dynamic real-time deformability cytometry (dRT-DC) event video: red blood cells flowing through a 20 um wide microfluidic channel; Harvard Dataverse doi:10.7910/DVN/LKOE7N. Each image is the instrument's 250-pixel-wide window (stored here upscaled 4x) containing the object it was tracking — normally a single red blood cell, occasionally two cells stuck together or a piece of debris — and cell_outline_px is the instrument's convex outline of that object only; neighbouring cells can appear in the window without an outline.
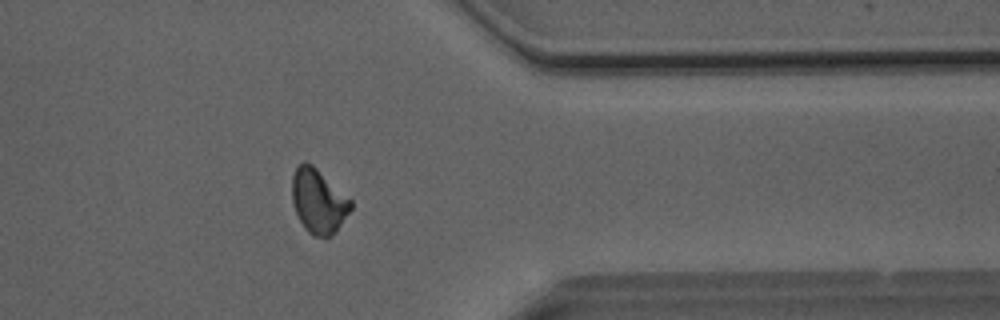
{"species": "Egyptian fruit bat (a non-hibernating species)", "species_latin": "Rousettus aegyptiacus", "temperature_condition": "room temperature", "stored_images_in_passage": 48, "camera_frame_rate_fps": 3000, "um_per_image_px": 0.085, "animal": {"sex": "male"}, "frame": {"image": 1, "passage_image": 40, "time_ms": 13.0, "image_size_px": [1000, 320], "cell_outline_px": [[352, 208], [332, 236], [312, 236], [304, 228], [296, 212], [292, 200], [292, 176], [296, 168], [304, 160], [312, 164], [352, 200]], "centroid_in_image_um": [27.06, 17.09], "position_along_channel_um": 384.3, "area_um2": 21.85}}
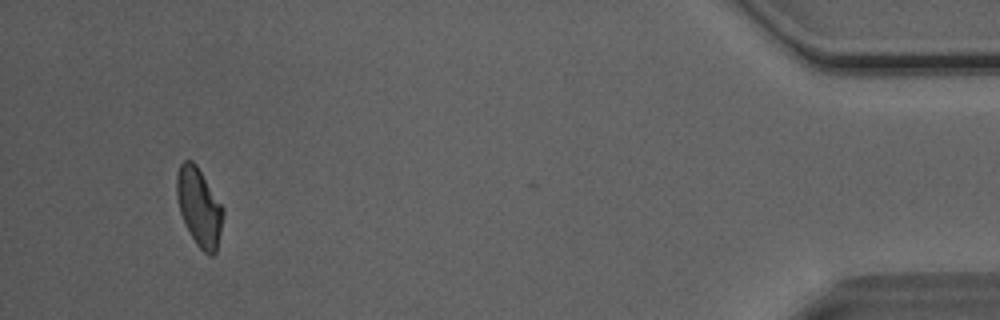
{"frame": {"image": 2, "passage_image": 47, "time_ms": 15.333, "image_size_px": [1000, 320], "cell_outline_px": [[224, 212], [216, 252], [212, 256], [208, 256], [196, 244], [180, 212], [176, 196], [176, 176], [180, 164], [184, 160], [192, 160], [196, 164], [224, 208]], "centroid_in_image_um": [16.92, 17.58], "position_along_channel_um": 418.3, "area_um2": 20.92}, "authors_computed_cell_mechanics": {"area_um2": 22.0218, "velocity_mm_per_s": 4.0557, "shape_relaxation_time_tau1_ms": 6.461, "shape_relaxation_time_tau2_ms": 1.4936, "deformation_change_tau1": 0.154, "deformation_change_tau2": 0.0737}}